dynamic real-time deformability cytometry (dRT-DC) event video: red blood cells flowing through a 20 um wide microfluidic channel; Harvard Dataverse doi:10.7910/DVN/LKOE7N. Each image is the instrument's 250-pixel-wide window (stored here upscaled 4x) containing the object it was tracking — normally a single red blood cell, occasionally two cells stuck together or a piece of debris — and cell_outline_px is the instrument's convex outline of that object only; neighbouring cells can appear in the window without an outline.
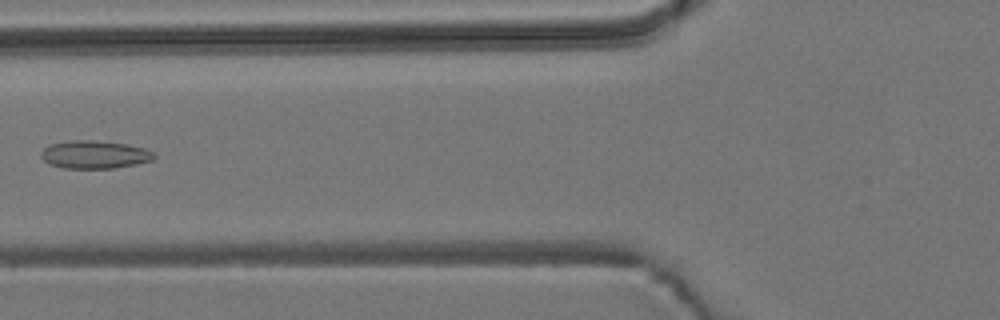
{"species": "common noctule bat (a hibernating species)", "species_latin": "Nyctalus noctula", "temperature_condition": "room temperature", "stored_images_in_passage": 5, "camera_frame_rate_fps": 3000, "um_per_image_px": 0.085, "animal": {"sex": "male", "body_mass_g": 19.2, "forearm_length_mm": 51.8}, "frame": {"image": 1, "passage_image": 5, "time_ms": 4.667, "image_size_px": [1000, 320], "cell_outline_px": [[156, 156], [152, 160], [136, 164], [112, 168], [64, 168], [48, 164], [40, 156], [40, 152], [48, 144], [72, 140], [92, 140], [128, 144], [144, 148], [156, 152]], "centroid_in_image_um": [8.03, 13.13], "position_along_channel_um": 117.8, "area_um2": 18.55}}